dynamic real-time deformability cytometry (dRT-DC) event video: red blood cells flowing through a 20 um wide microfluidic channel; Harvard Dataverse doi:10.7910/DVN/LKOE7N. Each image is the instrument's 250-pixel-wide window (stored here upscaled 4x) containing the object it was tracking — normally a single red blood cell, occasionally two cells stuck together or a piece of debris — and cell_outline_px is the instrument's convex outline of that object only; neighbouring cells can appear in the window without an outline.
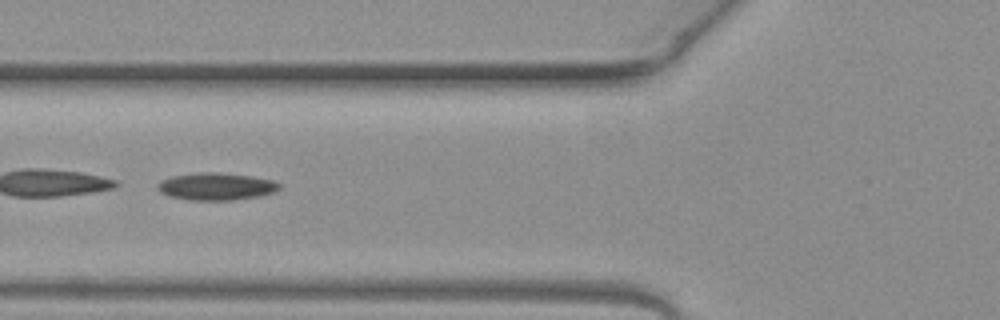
{"species": "common noctule bat (a hibernating species)", "species_latin": "Nyctalus noctula", "temperature_condition": "warm", "stored_images_in_passage": 5, "camera_frame_rate_fps": 3000, "um_per_image_px": 0.085, "animal": {"sex": "female", "body_mass_g": 19.3, "forearm_length_mm": 54.1}, "frame": {"image": 1, "passage_image": 3, "time_ms": 0.667, "image_size_px": [1000, 320], "cell_outline_px": [[280, 188], [272, 192], [260, 196], [232, 200], [188, 200], [168, 196], [160, 192], [156, 188], [156, 184], [160, 180], [172, 176], [196, 172], [220, 172], [252, 176], [272, 180], [280, 184]], "centroid_in_image_um": [18.32, 15.84], "position_along_channel_um": 107.5, "area_um2": 19.59}}
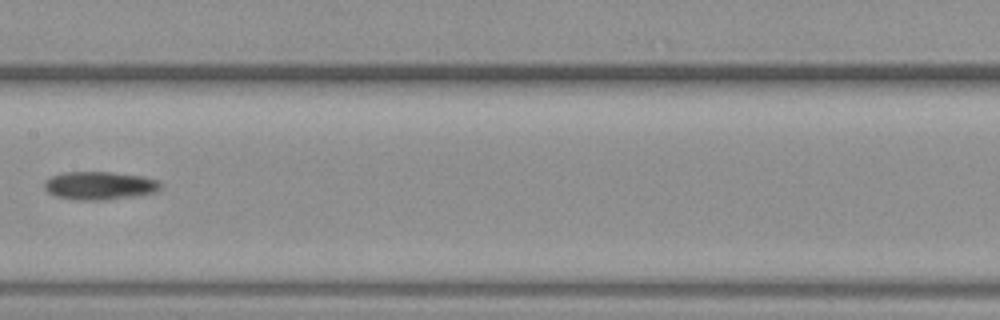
{"frame": {"image": 2, "passage_image": 5, "time_ms": 1.333, "image_size_px": [1000, 320], "cell_outline_px": [[160, 188], [156, 192], [132, 196], [104, 200], [76, 200], [56, 196], [48, 192], [44, 188], [44, 180], [52, 176], [64, 172], [112, 172], [140, 176], [156, 180], [160, 184]], "centroid_in_image_um": [8.41, 15.77], "position_along_channel_um": 199.0, "area_um2": 18.9}}